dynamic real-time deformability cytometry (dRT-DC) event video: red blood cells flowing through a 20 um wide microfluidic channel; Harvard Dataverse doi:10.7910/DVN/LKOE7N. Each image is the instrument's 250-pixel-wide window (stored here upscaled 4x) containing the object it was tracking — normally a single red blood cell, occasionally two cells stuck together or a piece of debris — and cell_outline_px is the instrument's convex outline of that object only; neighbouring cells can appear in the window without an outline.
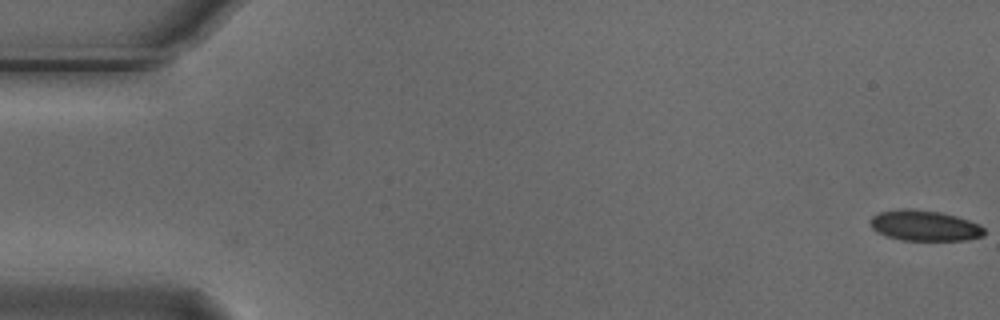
{"species": "Egyptian fruit bat (a non-hibernating species)", "species_latin": "Rousettus aegyptiacus", "temperature_condition": "cold", "stored_images_in_passage": 2, "camera_frame_rate_fps": 3000, "um_per_image_px": 0.085, "animal": {"sex": "male"}, "frame": {"image": 1, "passage_image": 2, "time_ms": 0.333, "image_size_px": [1000, 320], "cell_outline_px": [[984, 236], [968, 240], [900, 240], [876, 232], [872, 228], [868, 220], [872, 216], [880, 212], [900, 208], [912, 208], [940, 212], [956, 216], [980, 224], [984, 228]], "centroid_in_image_um": [78.57, 19.17], "position_along_channel_um": 6.4, "area_um2": 20.52}}